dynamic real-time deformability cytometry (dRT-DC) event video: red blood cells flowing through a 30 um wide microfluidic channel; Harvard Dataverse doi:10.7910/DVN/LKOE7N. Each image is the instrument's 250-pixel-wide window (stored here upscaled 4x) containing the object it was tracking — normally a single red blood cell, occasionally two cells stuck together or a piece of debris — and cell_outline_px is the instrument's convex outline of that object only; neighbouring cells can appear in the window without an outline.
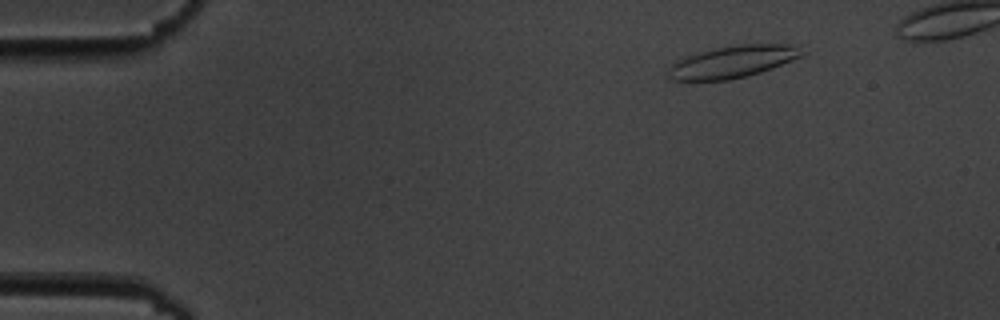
{"species": "common noctule bat (a hibernating species)", "species_latin": "Nyctalus noctula", "temperature_condition": "cold", "stored_images_in_passage": 9, "camera_frame_rate_fps": 3000, "um_per_image_px": 0.085, "animal": {"sex": "male", "body_mass_g": 19.5, "forearm_length_mm": 54.6}, "frame": {"image": 1, "passage_image": 3, "time_ms": 2.333, "image_size_px": [1000, 320], "cell_outline_px": [[804, 52], [800, 56], [792, 60], [772, 68], [748, 76], [728, 80], [672, 80], [668, 76], [668, 72], [672, 64], [676, 60], [684, 56], [716, 48], [744, 44], [796, 44]], "centroid_in_image_um": [62.27, 5.25], "position_along_channel_um": 22.7, "area_um2": 24.8}}
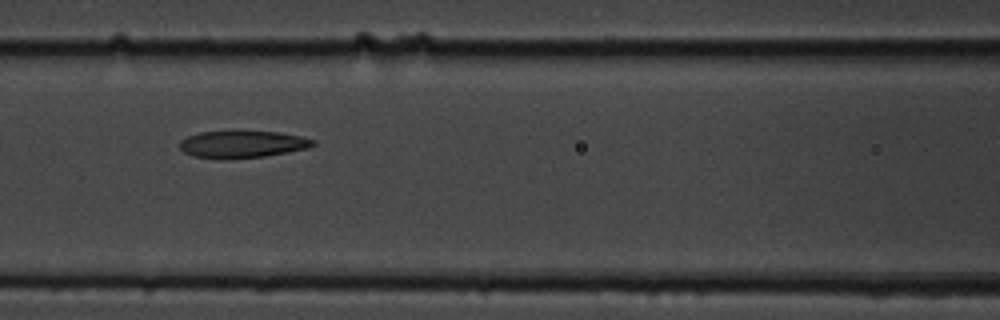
{"frame": {"image": 2, "passage_image": 8, "time_ms": 8.333, "image_size_px": [1000, 320], "cell_outline_px": [[316, 144], [308, 148], [264, 156], [192, 156], [184, 152], [180, 148], [180, 140], [188, 136], [200, 132], [280, 132], [300, 136], [316, 140]], "centroid_in_image_um": [20.66, 12.22], "position_along_channel_um": 145.9, "area_um2": 19.94}}
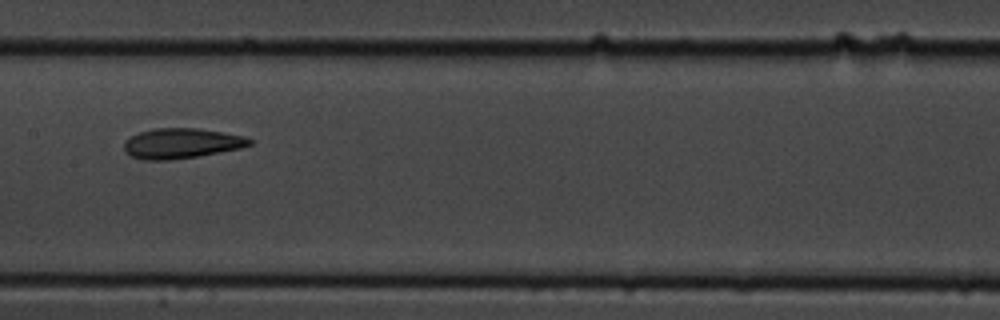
{"frame": {"image": 3, "passage_image": 9, "time_ms": 9.667, "image_size_px": [1000, 320], "cell_outline_px": [[252, 144], [240, 148], [220, 152], [196, 156], [168, 160], [144, 160], [132, 156], [124, 152], [124, 140], [140, 132], [156, 128], [196, 128], [244, 136], [252, 140]], "centroid_in_image_um": [15.39, 12.19], "position_along_channel_um": 192.0, "area_um2": 21.85}}